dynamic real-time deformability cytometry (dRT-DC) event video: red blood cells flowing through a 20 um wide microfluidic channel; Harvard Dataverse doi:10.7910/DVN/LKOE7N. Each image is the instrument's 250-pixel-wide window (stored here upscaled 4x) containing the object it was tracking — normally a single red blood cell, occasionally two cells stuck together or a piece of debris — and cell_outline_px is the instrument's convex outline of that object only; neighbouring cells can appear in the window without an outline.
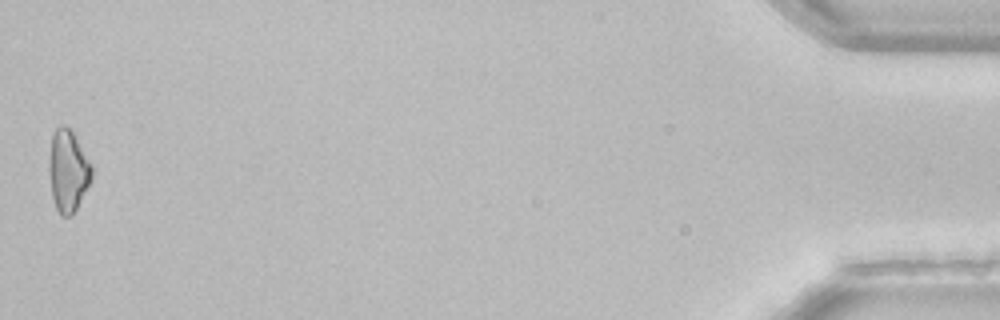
{"species": "common noctule bat (a hibernating species)", "species_latin": "Nyctalus noctula", "temperature_condition": "room temperature", "stored_images_in_passage": 40, "camera_frame_rate_fps": 3000, "um_per_image_px": 0.085, "animal": {"sex": "female", "body_mass_g": 22.7, "forearm_length_mm": 54.2}, "frame": {"image": 1, "passage_image": 40, "time_ms": 13.0, "image_size_px": [1000, 320], "cell_outline_px": [[92, 180], [72, 216], [60, 216], [56, 208], [52, 196], [48, 168], [52, 132], [56, 128], [64, 124], [72, 132], [92, 168]], "centroid_in_image_um": [5.76, 14.56], "position_along_channel_um": 429.4, "area_um2": 20.11}, "authors_computed_cell_mechanics": {"area_um2": 20.6057, "velocity_mm_per_s": 3.9799, "shape_relaxation_time_tau1_ms": 5.2175, "shape_relaxation_time_tau2_ms": null, "deformation_change_tau1": 0.1684, "deformation_change_tau2": null}}